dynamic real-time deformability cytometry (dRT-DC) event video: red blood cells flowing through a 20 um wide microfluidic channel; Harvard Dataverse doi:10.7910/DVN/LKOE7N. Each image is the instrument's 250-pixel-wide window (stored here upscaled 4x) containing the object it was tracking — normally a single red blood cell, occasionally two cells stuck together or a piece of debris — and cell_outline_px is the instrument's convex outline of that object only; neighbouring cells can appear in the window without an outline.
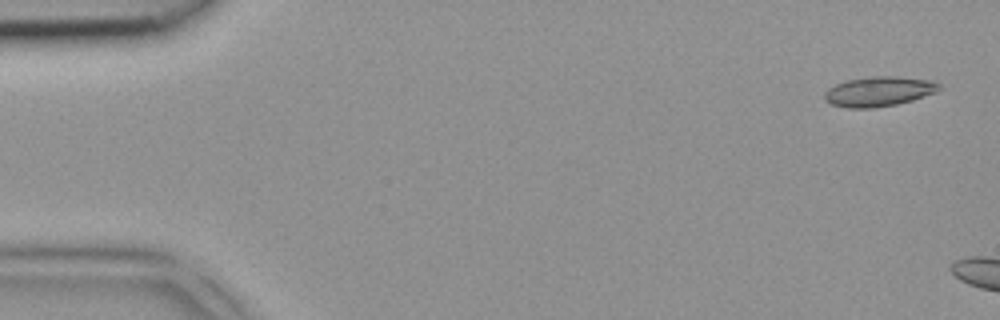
{"species": "common noctule bat (a hibernating species)", "species_latin": "Nyctalus noctula", "temperature_condition": "room temperature", "stored_images_in_passage": 6, "camera_frame_rate_fps": 3000, "um_per_image_px": 0.085, "animal": {"sex": "female", "body_mass_g": 18.4}, "frame": {"image": 1, "passage_image": 1, "time_ms": 0.0, "image_size_px": [1000, 320], "cell_outline_px": [[944, 88], [936, 92], [912, 100], [896, 104], [872, 108], [848, 108], [832, 104], [824, 100], [824, 92], [828, 88], [836, 84], [848, 80], [872, 76], [896, 76], [932, 80], [940, 84]], "centroid_in_image_um": [74.72, 7.77], "position_along_channel_um": 10.3, "area_um2": 20.0}}